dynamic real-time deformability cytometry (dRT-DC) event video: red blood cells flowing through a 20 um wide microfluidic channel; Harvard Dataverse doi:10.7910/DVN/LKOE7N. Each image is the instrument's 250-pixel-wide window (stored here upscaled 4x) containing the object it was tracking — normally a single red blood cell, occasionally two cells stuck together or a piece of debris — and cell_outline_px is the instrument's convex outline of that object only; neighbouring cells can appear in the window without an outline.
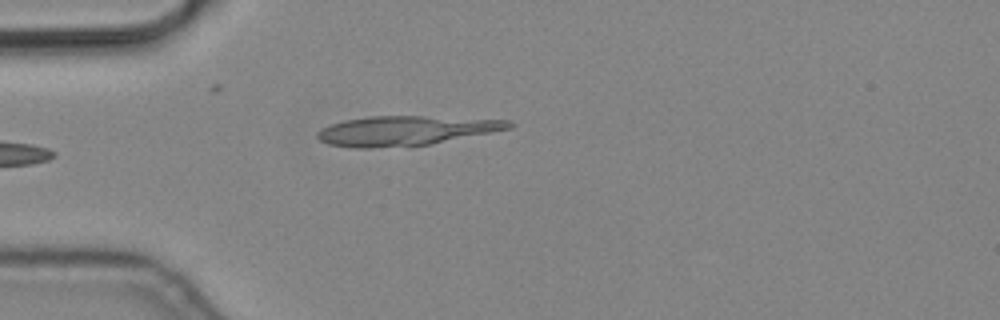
{"species": "common noctule bat (a hibernating species)", "species_latin": "Nyctalus noctula", "temperature_condition": "cold", "stored_images_in_passage": 6, "camera_frame_rate_fps": 3000, "um_per_image_px": 0.085, "animal": {"sex": "male", "body_mass_g": 19.2, "forearm_length_mm": 51.8}, "frame": {"image": 1, "passage_image": 6, "time_ms": 1.667, "image_size_px": [1000, 320], "cell_outline_px": [[516, 124], [512, 128], [428, 144], [368, 148], [356, 148], [328, 144], [320, 140], [316, 136], [316, 132], [320, 128], [344, 120], [368, 116], [424, 116], [512, 120]], "centroid_in_image_um": [34.47, 11.09], "position_along_channel_um": 50.5, "area_um2": 32.83}}